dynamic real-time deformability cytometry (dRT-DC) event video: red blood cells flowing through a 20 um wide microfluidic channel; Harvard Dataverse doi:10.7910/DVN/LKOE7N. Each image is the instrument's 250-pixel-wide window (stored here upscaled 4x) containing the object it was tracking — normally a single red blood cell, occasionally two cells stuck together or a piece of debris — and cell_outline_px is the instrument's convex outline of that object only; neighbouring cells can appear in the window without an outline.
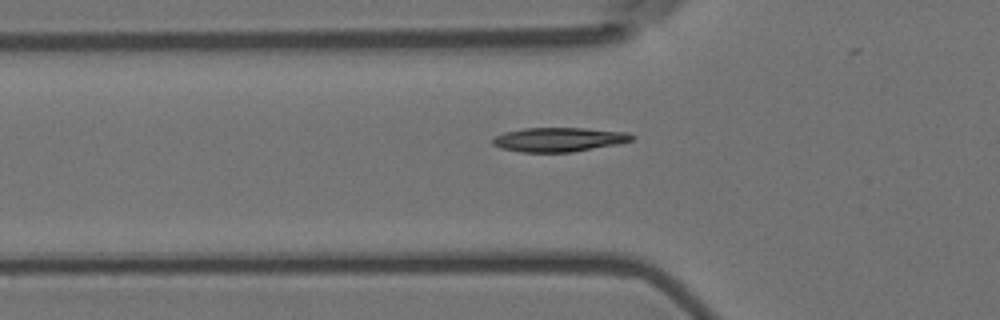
{"species": "Egyptian fruit bat (a non-hibernating species)", "species_latin": "Rousettus aegyptiacus", "temperature_condition": "room temperature", "stored_images_in_passage": 38, "camera_frame_rate_fps": 3000, "um_per_image_px": 0.085, "animal": {"sex": "female"}, "frame": {"image": 1, "passage_image": 9, "time_ms": 2.667, "image_size_px": [1000, 320], "cell_outline_px": [[636, 136], [632, 140], [616, 144], [572, 152], [520, 152], [500, 148], [492, 144], [492, 140], [496, 136], [504, 132], [524, 128], [584, 128], [628, 132]], "centroid_in_image_um": [47.5, 11.86], "position_along_channel_um": 78.3, "area_um2": 19.59}}
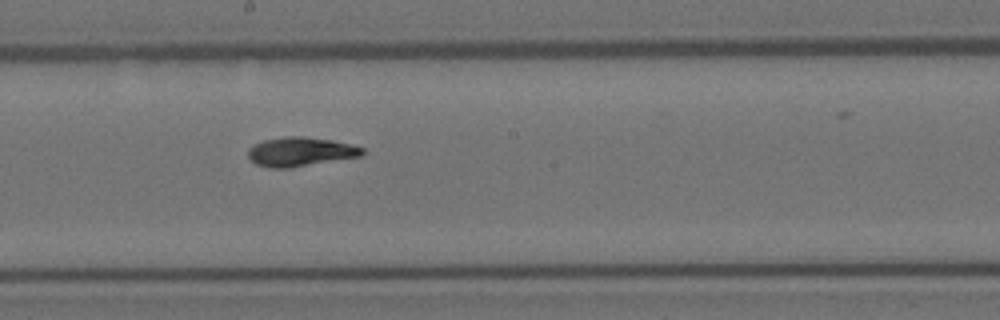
{"frame": {"image": 2, "passage_image": 21, "time_ms": 6.667, "image_size_px": [1000, 320], "cell_outline_px": [[364, 152], [360, 156], [288, 168], [268, 168], [256, 164], [248, 156], [248, 148], [264, 140], [284, 136], [304, 136], [332, 140], [352, 144], [364, 148]], "centroid_in_image_um": [25.53, 12.89], "position_along_channel_um": 222.7, "area_um2": 19.31}}
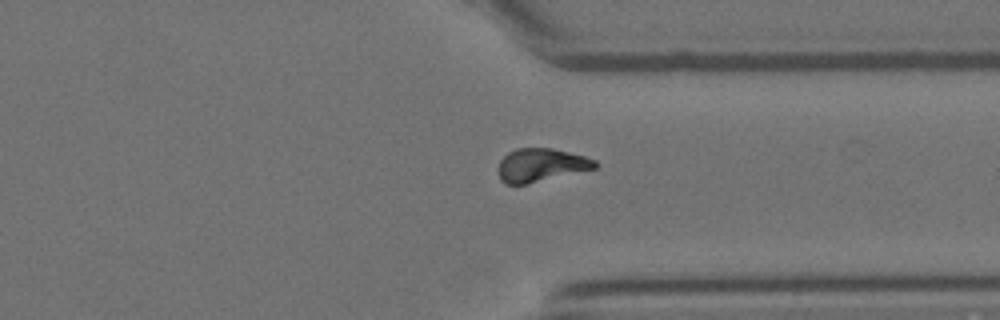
{"frame": {"image": 3, "passage_image": 33, "time_ms": 10.667, "image_size_px": [1000, 320], "cell_outline_px": [[600, 164], [596, 168], [524, 184], [504, 184], [500, 180], [500, 160], [508, 152], [516, 148], [552, 148], [584, 156], [596, 160]], "centroid_in_image_um": [46.0, 14.02], "position_along_channel_um": 365.4, "area_um2": 18.5}, "authors_computed_cell_mechanics": {"area_um2": 18.5827, "velocity_mm_per_s": 3.5793, "shape_relaxation_time_tau1_ms": 7.1225, "shape_relaxation_time_tau2_ms": 3.8499, "deformation_change_tau1": 0.204, "deformation_change_tau2": 0.0817}}